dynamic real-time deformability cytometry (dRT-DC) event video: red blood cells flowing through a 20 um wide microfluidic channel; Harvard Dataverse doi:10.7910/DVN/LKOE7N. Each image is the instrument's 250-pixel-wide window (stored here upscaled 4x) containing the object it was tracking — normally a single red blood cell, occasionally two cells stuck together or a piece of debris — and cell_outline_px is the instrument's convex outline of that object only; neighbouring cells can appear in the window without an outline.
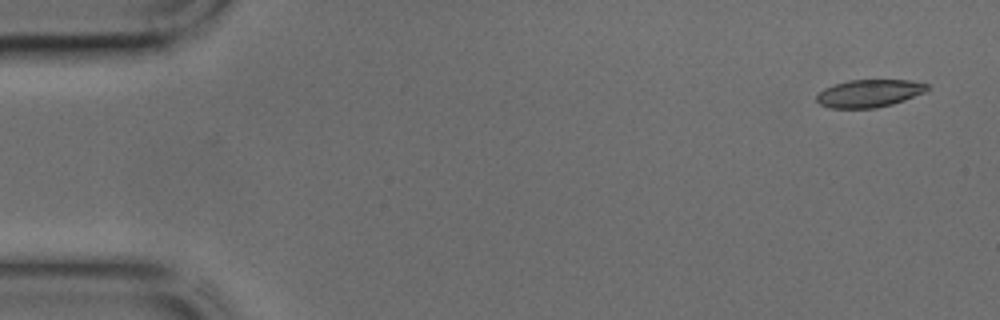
{"species": "common noctule bat (a hibernating species)", "species_latin": "Nyctalus noctula", "temperature_condition": "cold", "stored_images_in_passage": 43, "camera_frame_rate_fps": 3000, "um_per_image_px": 0.085, "animal": {"sex": "male", "body_mass_g": 17.9, "forearm_length_mm": 54.2}, "frame": {"image": 1, "passage_image": 1, "time_ms": 0.0, "image_size_px": [1000, 320], "cell_outline_px": [[932, 88], [924, 92], [904, 100], [892, 104], [876, 108], [828, 108], [820, 104], [816, 100], [816, 96], [824, 88], [848, 80], [908, 80], [928, 84]], "centroid_in_image_um": [73.89, 7.93], "position_along_channel_um": 11.1, "area_um2": 17.8}}
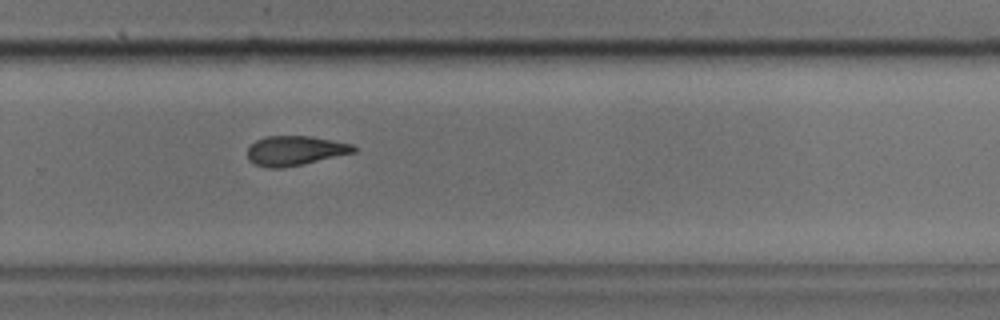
{"frame": {"image": 2, "passage_image": 28, "time_ms": 9.0, "image_size_px": [1000, 320], "cell_outline_px": [[356, 152], [284, 168], [268, 168], [256, 164], [248, 160], [248, 148], [256, 140], [264, 136], [312, 136], [352, 144], [356, 148]], "centroid_in_image_um": [25.07, 12.8], "position_along_channel_um": 304.7, "area_um2": 18.26}}
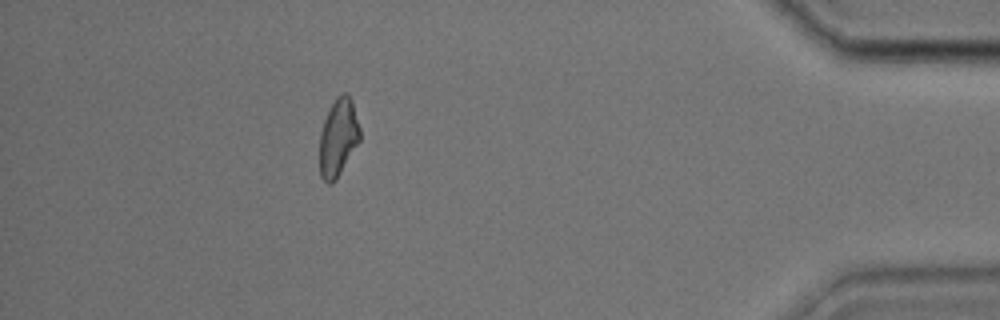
{"frame": {"image": 3, "passage_image": 38, "time_ms": 12.333, "image_size_px": [1000, 320], "cell_outline_px": [[360, 140], [336, 180], [332, 184], [328, 184], [320, 176], [320, 132], [324, 120], [336, 96], [344, 92], [348, 92], [352, 100], [360, 128]], "centroid_in_image_um": [28.75, 11.68], "position_along_channel_um": 406.4, "area_um2": 18.26}}